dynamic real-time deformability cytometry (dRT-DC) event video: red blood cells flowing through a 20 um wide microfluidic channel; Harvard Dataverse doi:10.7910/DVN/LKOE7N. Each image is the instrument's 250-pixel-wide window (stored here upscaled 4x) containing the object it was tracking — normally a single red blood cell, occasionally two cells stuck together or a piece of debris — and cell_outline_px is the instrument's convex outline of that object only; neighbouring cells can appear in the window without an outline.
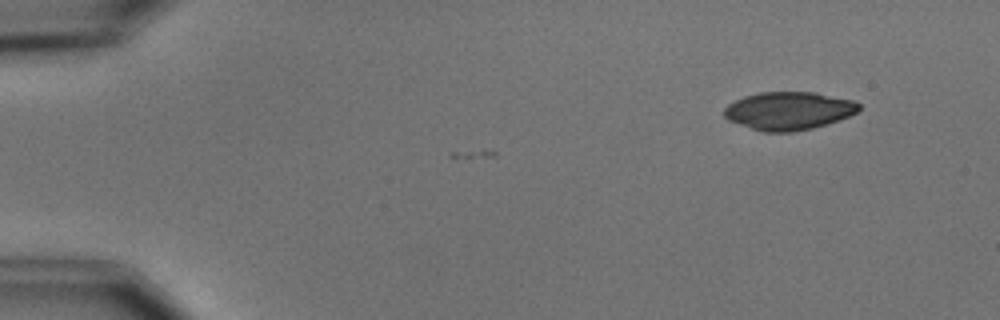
{"species": "common noctule bat (a hibernating species)", "species_latin": "Nyctalus noctula", "temperature_condition": "cold", "stored_images_in_passage": 5, "camera_frame_rate_fps": 3000, "um_per_image_px": 0.085, "animal": {"sex": "male", "body_mass_g": 15.6}, "frame": {"image": 1, "passage_image": 5, "time_ms": 5.0, "image_size_px": [1000, 320], "cell_outline_px": [[860, 108], [856, 112], [848, 116], [812, 128], [792, 132], [764, 132], [728, 120], [724, 116], [724, 108], [728, 104], [744, 96], [760, 92], [816, 92], [852, 100], [860, 104]], "centroid_in_image_um": [67.01, 9.41], "position_along_channel_um": 18.0, "area_um2": 29.59}}